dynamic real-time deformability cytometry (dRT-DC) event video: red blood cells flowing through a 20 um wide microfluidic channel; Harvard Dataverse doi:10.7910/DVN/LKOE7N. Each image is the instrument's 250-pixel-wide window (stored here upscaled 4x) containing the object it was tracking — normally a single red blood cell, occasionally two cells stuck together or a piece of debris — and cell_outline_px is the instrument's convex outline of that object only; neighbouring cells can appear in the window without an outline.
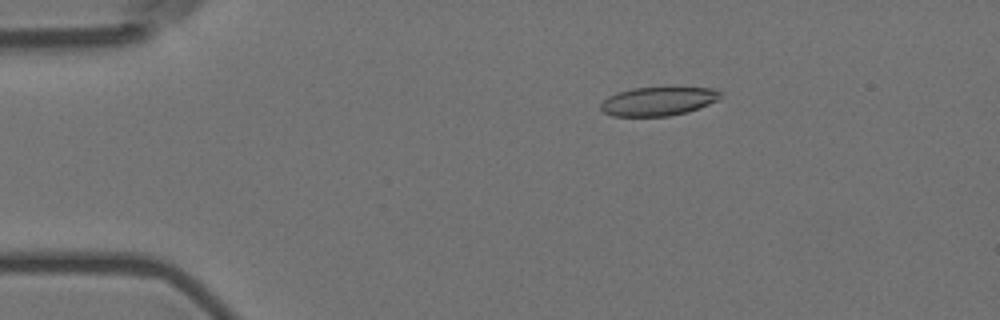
{"species": "Egyptian fruit bat (a non-hibernating species)", "species_latin": "Rousettus aegyptiacus", "temperature_condition": "room temperature", "stored_images_in_passage": 40, "camera_frame_rate_fps": 3000, "um_per_image_px": 0.085, "animal": {"sex": "female"}, "frame": {"image": 1, "passage_image": 2, "time_ms": 0.333, "image_size_px": [1000, 320], "cell_outline_px": [[724, 92], [720, 100], [700, 108], [688, 112], [668, 116], [612, 116], [604, 112], [600, 108], [600, 104], [608, 96], [616, 92], [632, 88], [716, 88]], "centroid_in_image_um": [56.0, 8.61], "position_along_channel_um": 29.0, "area_um2": 20.29}}
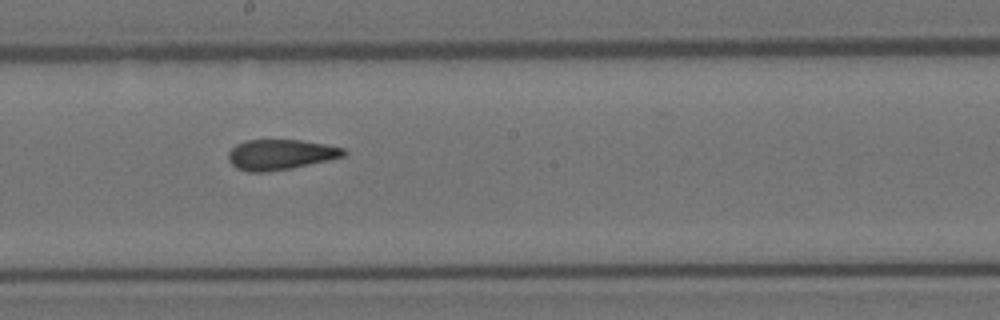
{"frame": {"image": 2, "passage_image": 23, "time_ms": 7.333, "image_size_px": [1000, 320], "cell_outline_px": [[348, 152], [344, 156], [328, 160], [292, 168], [264, 172], [248, 172], [236, 168], [228, 160], [228, 152], [236, 144], [244, 140], [300, 140], [324, 144], [344, 148]], "centroid_in_image_um": [23.82, 13.14], "position_along_channel_um": 224.4, "area_um2": 20.4}}
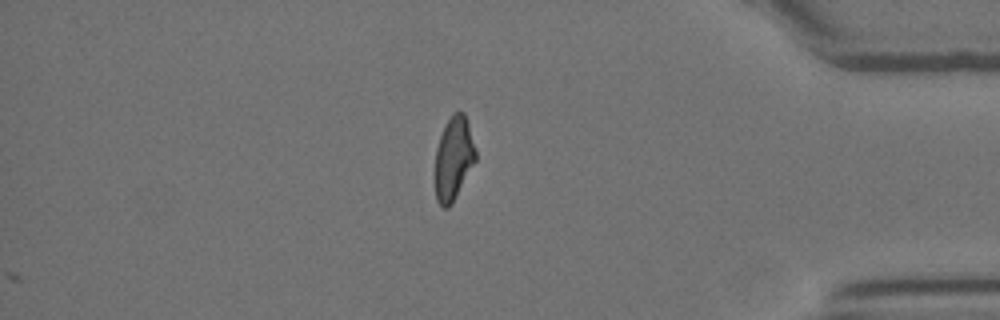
{"frame": {"image": 3, "passage_image": 40, "time_ms": 13.0, "image_size_px": [1000, 320], "cell_outline_px": [[476, 160], [452, 204], [448, 208], [444, 208], [436, 200], [436, 148], [440, 136], [452, 112], [464, 112], [476, 148]], "centroid_in_image_um": [38.57, 13.47], "position_along_channel_um": 396.6, "area_um2": 19.48}, "authors_computed_cell_mechanics": {"area_um2": 20.9236, "velocity_mm_per_s": 3.6015, "shape_relaxation_time_tau1_ms": null, "shape_relaxation_time_tau2_ms": 2.3969, "deformation_change_tau1": null, "deformation_change_tau2": 0.0984}}